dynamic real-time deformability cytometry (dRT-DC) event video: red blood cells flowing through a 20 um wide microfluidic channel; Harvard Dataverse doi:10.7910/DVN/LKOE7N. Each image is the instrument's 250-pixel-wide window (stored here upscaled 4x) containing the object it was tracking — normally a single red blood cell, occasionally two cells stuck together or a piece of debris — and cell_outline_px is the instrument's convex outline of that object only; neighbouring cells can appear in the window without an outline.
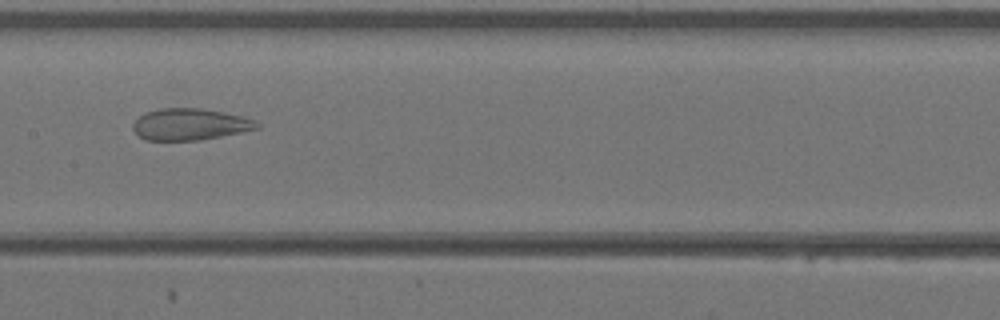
{"species": "Egyptian fruit bat (a non-hibernating species)", "species_latin": "Rousettus aegyptiacus", "temperature_condition": "warm", "stored_images_in_passage": 27, "camera_frame_rate_fps": 3000, "um_per_image_px": 0.085, "animal": {"sex": "female"}, "frame": {"image": 1, "passage_image": 15, "time_ms": 4.667, "image_size_px": [1000, 320], "cell_outline_px": [[260, 128], [200, 140], [148, 140], [140, 136], [132, 128], [132, 124], [140, 116], [148, 112], [160, 108], [200, 108], [224, 112], [240, 116], [252, 120], [260, 124]], "centroid_in_image_um": [16.14, 10.56], "position_along_channel_um": 191.3, "area_um2": 22.48}}
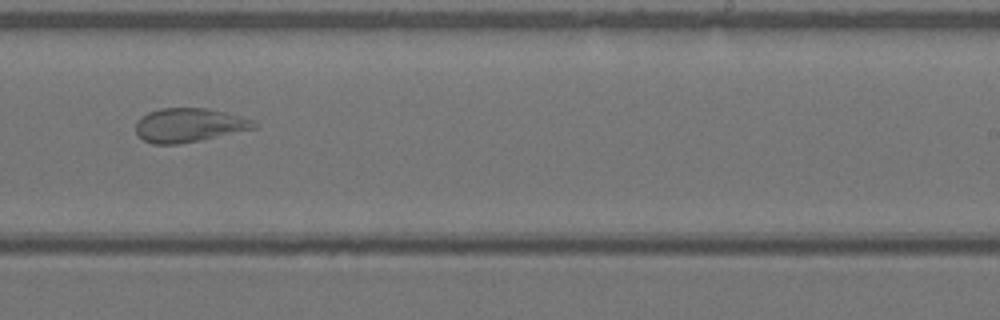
{"frame": {"image": 2, "passage_image": 20, "time_ms": 6.333, "image_size_px": [1000, 320], "cell_outline_px": [[260, 124], [256, 128], [200, 140], [176, 144], [152, 144], [144, 140], [136, 132], [136, 124], [140, 116], [148, 112], [160, 108], [204, 108], [224, 112], [252, 120]], "centroid_in_image_um": [16.05, 10.63], "position_along_channel_um": 273.0, "area_um2": 23.18}}
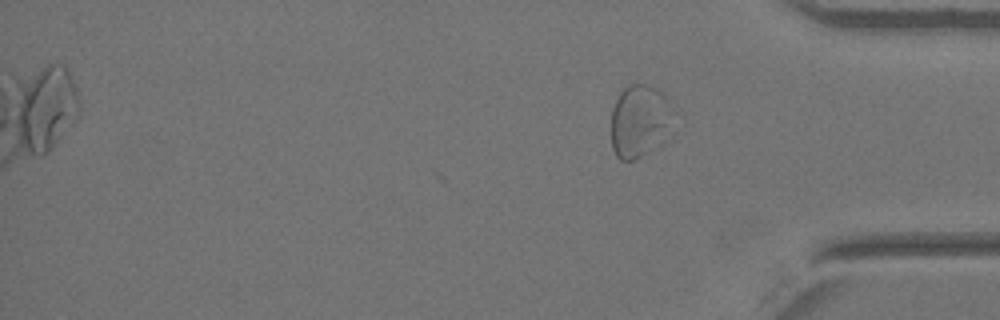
{"frame": {"image": 3, "passage_image": 27, "time_ms": 8.667, "image_size_px": [1000, 320], "cell_outline_px": [[664, 140], [660, 144], [640, 156], [632, 160], [620, 160], [616, 156], [612, 148], [612, 108], [620, 92], [628, 84], [644, 84], [656, 88], [664, 96]], "centroid_in_image_um": [54.18, 10.3], "position_along_channel_um": 381.0, "area_um2": 24.39}}